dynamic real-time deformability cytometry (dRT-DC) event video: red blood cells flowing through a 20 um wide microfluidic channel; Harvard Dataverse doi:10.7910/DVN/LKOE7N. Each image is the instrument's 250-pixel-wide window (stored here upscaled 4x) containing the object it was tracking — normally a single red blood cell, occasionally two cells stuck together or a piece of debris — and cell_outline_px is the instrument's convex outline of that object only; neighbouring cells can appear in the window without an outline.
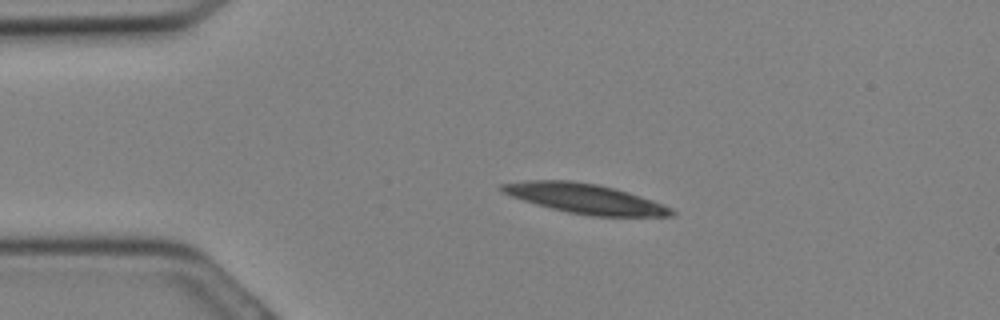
{"species": "Egyptian fruit bat (a non-hibernating species)", "species_latin": "Rousettus aegyptiacus", "temperature_condition": "cold", "stored_images_in_passage": 27, "camera_frame_rate_fps": 3000, "um_per_image_px": 0.085, "animal": {"sex": "female"}, "frame": {"image": 1, "passage_image": 5, "time_ms": 1.333, "image_size_px": [1000, 320], "cell_outline_px": [[676, 212], [672, 216], [592, 216], [568, 212], [536, 204], [500, 192], [496, 188], [500, 184], [524, 180], [572, 180], [596, 184], [616, 188], [652, 200], [672, 208]], "centroid_in_image_um": [49.69, 16.87], "position_along_channel_um": 35.3, "area_um2": 29.42}}
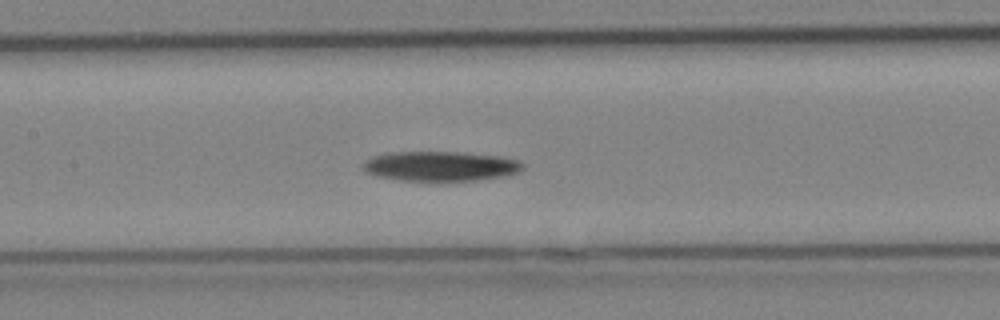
{"frame": {"image": 2, "passage_image": 13, "time_ms": 4.0, "image_size_px": [1000, 320], "cell_outline_px": [[524, 168], [520, 172], [504, 176], [476, 180], [400, 180], [380, 176], [368, 172], [364, 168], [364, 160], [372, 156], [388, 152], [464, 152], [504, 156], [520, 160], [524, 164]], "centroid_in_image_um": [37.52, 14.1], "position_along_channel_um": 169.9, "area_um2": 27.74}}
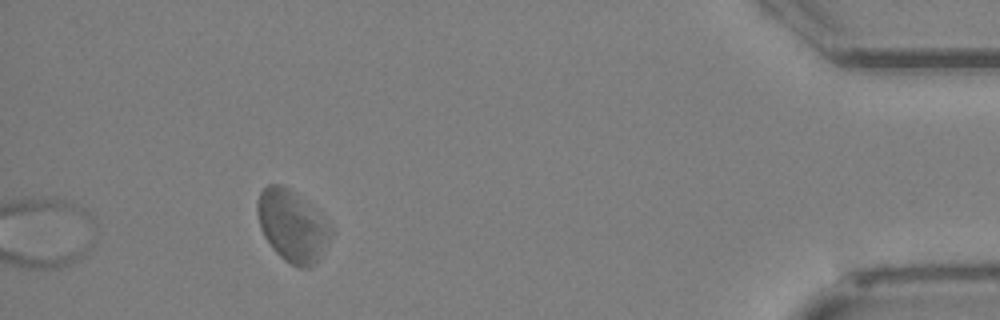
{"frame": {"image": 3, "passage_image": 27, "time_ms": 8.667, "image_size_px": [1000, 320], "cell_outline_px": [[332, 232], [316, 264], [312, 268], [300, 268], [284, 260], [272, 248], [264, 236], [260, 228], [256, 212], [256, 204], [260, 192], [268, 184], [280, 184], [288, 188], [328, 224], [332, 228]], "centroid_in_image_um": [24.78, 19.24], "position_along_channel_um": 410.4, "area_um2": 29.82}}